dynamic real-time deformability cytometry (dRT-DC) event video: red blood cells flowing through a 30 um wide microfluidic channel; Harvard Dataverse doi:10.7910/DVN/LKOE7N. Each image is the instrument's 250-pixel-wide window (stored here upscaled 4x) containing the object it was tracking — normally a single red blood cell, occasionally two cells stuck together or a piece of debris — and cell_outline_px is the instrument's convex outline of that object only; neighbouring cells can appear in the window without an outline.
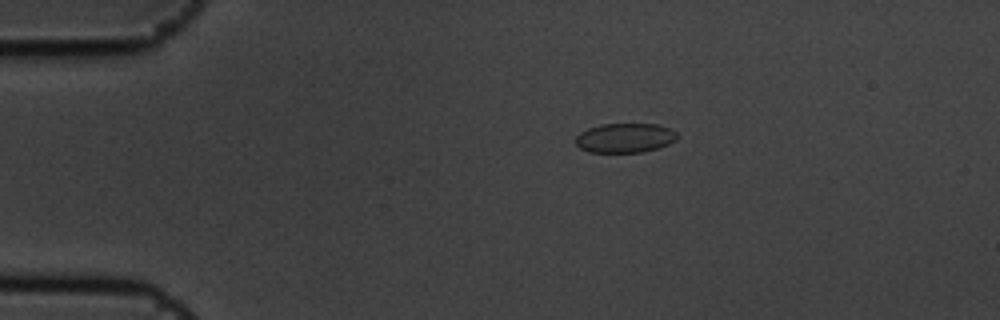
{"species": "common noctule bat (a hibernating species)", "species_latin": "Nyctalus noctula", "temperature_condition": "cold", "stored_images_in_passage": 6, "camera_frame_rate_fps": 3000, "um_per_image_px": 0.085, "animal": {"sex": "male", "body_mass_g": 19.5, "forearm_length_mm": 54.6}, "frame": {"image": 1, "passage_image": 6, "time_ms": 1.667, "image_size_px": [1000, 320], "cell_outline_px": [[680, 136], [676, 140], [668, 144], [644, 152], [588, 152], [580, 148], [576, 144], [576, 136], [580, 132], [588, 128], [600, 124], [656, 124], [672, 128]], "centroid_in_image_um": [53.14, 11.71], "position_along_channel_um": 31.9, "area_um2": 17.57}}